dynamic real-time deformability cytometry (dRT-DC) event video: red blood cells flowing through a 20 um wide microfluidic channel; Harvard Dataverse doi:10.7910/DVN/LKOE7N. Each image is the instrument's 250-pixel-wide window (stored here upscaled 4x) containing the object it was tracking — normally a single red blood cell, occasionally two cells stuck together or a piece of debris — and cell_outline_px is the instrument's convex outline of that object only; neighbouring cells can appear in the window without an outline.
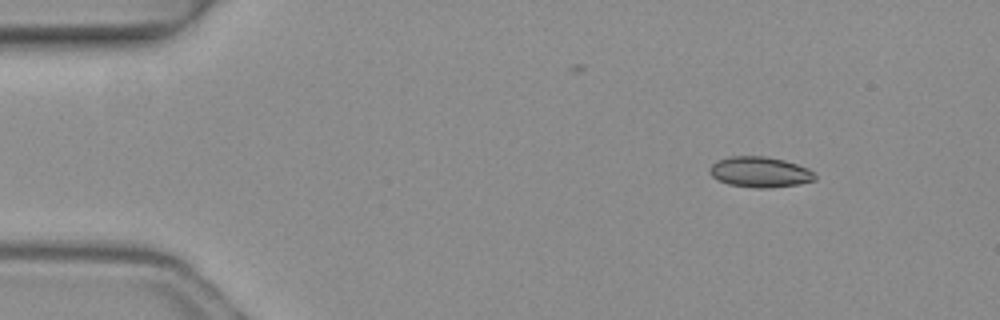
{"species": "common noctule bat (a hibernating species)", "species_latin": "Nyctalus noctula", "temperature_condition": "warm", "stored_images_in_passage": 4, "camera_frame_rate_fps": 3000, "um_per_image_px": 0.085, "animal": {"sex": "female", "body_mass_g": 19.3, "forearm_length_mm": 54.1}, "frame": {"image": 1, "passage_image": 1, "time_ms": 0.0, "image_size_px": [1000, 320], "cell_outline_px": [[816, 180], [800, 184], [772, 188], [756, 188], [728, 184], [716, 180], [712, 176], [708, 168], [716, 160], [728, 156], [764, 156], [784, 160], [808, 168], [816, 172]], "centroid_in_image_um": [64.6, 14.63], "position_along_channel_um": 20.4, "area_um2": 19.07}}
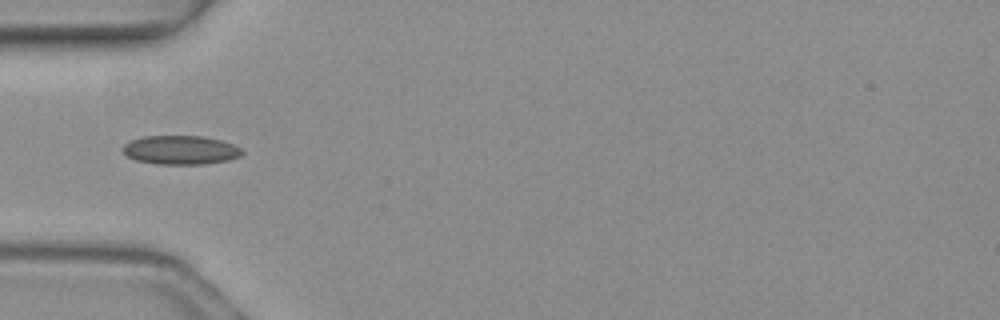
{"frame": {"image": 2, "passage_image": 4, "time_ms": 1.0, "image_size_px": [1000, 320], "cell_outline_px": [[244, 152], [240, 156], [228, 160], [204, 164], [156, 164], [136, 160], [128, 156], [120, 148], [124, 144], [132, 140], [144, 136], [204, 136], [220, 140], [232, 144], [240, 148]], "centroid_in_image_um": [15.34, 12.75], "position_along_channel_um": 69.7, "area_um2": 20.06}}